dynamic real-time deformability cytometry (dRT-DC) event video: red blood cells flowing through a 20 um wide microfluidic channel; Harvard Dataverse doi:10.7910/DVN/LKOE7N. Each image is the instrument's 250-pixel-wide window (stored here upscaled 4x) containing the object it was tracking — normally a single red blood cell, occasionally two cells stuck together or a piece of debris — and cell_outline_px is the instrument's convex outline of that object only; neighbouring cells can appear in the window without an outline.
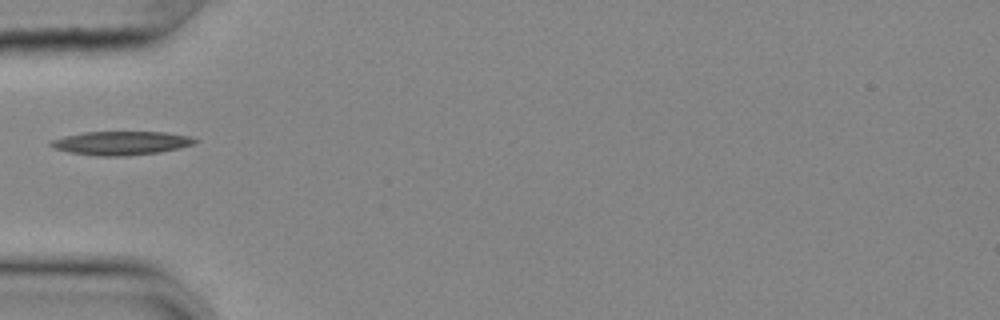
{"species": "common noctule bat (a hibernating species)", "species_latin": "Nyctalus noctula", "temperature_condition": "cold", "stored_images_in_passage": 22, "camera_frame_rate_fps": 3000, "um_per_image_px": 0.085, "animal": {"sex": "female", "body_mass_g": 25.1}, "frame": {"image": 1, "passage_image": 1, "time_ms": 0.0, "image_size_px": [1000, 320], "cell_outline_px": [[200, 140], [192, 144], [180, 148], [160, 152], [124, 156], [100, 156], [68, 152], [56, 148], [48, 144], [52, 140], [64, 136], [84, 132], [168, 132], [188, 136]], "centroid_in_image_um": [10.32, 12.16], "position_along_channel_um": 74.7, "area_um2": 19.83}}
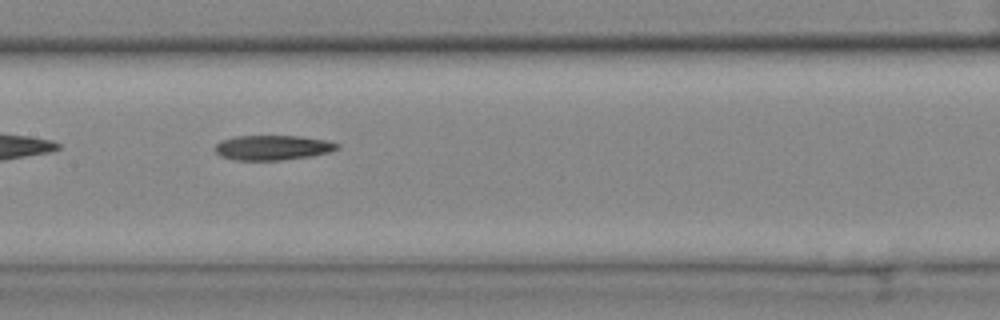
{"frame": {"image": 2, "passage_image": 10, "time_ms": 3.0, "image_size_px": [1000, 320], "cell_outline_px": [[340, 148], [328, 152], [312, 156], [280, 160], [232, 160], [220, 156], [216, 152], [216, 144], [220, 140], [232, 136], [300, 136], [328, 140], [340, 144]], "centroid_in_image_um": [23.17, 12.54], "position_along_channel_um": 184.2, "area_um2": 17.86}}
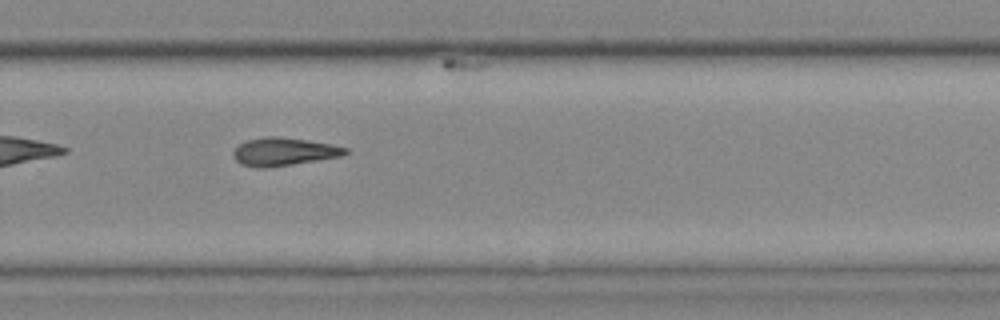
{"frame": {"image": 3, "passage_image": 20, "time_ms": 6.333, "image_size_px": [1000, 320], "cell_outline_px": [[348, 152], [344, 156], [292, 164], [264, 168], [256, 168], [240, 164], [232, 156], [232, 152], [240, 144], [248, 140], [264, 136], [276, 136], [332, 144], [348, 148]], "centroid_in_image_um": [24.11, 12.9], "position_along_channel_um": 305.7, "area_um2": 18.26}}